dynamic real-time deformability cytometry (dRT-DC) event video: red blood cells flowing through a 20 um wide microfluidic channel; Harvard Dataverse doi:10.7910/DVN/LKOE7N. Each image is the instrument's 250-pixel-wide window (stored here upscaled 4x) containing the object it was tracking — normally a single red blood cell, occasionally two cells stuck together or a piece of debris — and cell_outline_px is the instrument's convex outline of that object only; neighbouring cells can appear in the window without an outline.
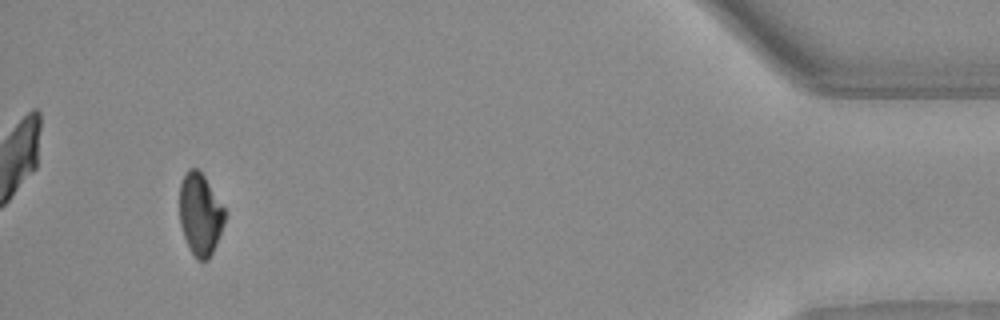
{"species": "Egyptian fruit bat (a non-hibernating species)", "species_latin": "Rousettus aegyptiacus", "temperature_condition": "warm", "stored_images_in_passage": 47, "camera_frame_rate_fps": 3000, "um_per_image_px": 0.085, "animal": {"sex": "female"}, "frame": {"image": 1, "passage_image": 47, "time_ms": 15.333, "image_size_px": [1000, 320], "cell_outline_px": [[228, 212], [224, 224], [216, 244], [208, 260], [196, 260], [184, 236], [180, 224], [180, 184], [184, 172], [188, 168], [196, 168], [204, 176]], "centroid_in_image_um": [17.03, 18.19], "position_along_channel_um": 418.2, "area_um2": 21.73}, "authors_computed_cell_mechanics": {"area_um2": 22.6576, "velocity_mm_per_s": 4.1171, "shape_relaxation_time_tau1_ms": 4.5647, "shape_relaxation_time_tau2_ms": 7.2257, "deformation_change_tau1": 0.1547, "deformation_change_tau2": 0.1183}}